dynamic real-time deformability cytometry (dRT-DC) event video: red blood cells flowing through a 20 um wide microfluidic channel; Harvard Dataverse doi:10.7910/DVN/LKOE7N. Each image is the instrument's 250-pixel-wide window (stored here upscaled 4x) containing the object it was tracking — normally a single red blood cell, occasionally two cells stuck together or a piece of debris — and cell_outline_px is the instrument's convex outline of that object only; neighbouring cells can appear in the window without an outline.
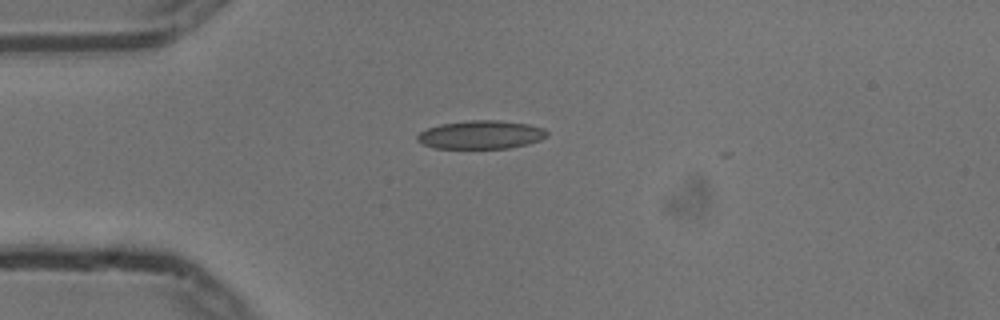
{"species": "common noctule bat (a hibernating species)", "species_latin": "Nyctalus noctula", "temperature_condition": "cold", "stored_images_in_passage": 4, "camera_frame_rate_fps": 3000, "um_per_image_px": 0.085, "animal": {"sex": "male", "body_mass_g": 13.3}, "frame": {"image": 1, "passage_image": 1, "time_ms": 0.0, "image_size_px": [1000, 320], "cell_outline_px": [[548, 136], [540, 140], [528, 144], [508, 148], [432, 148], [416, 140], [416, 136], [420, 132], [428, 128], [440, 124], [468, 120], [500, 120], [528, 124], [544, 128], [548, 132]], "centroid_in_image_um": [40.89, 11.45], "position_along_channel_um": 44.1, "area_um2": 21.56}}